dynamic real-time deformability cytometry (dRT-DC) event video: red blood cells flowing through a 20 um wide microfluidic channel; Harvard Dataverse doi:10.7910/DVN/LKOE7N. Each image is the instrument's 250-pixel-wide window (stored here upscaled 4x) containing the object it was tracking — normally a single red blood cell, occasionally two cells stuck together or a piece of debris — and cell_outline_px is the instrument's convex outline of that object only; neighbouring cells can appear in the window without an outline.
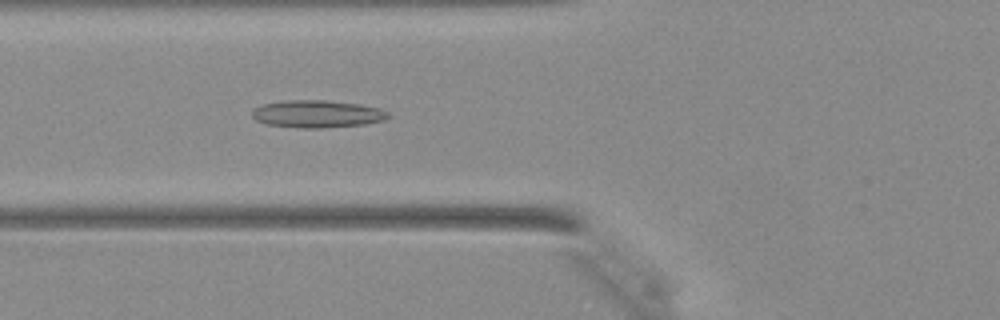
{"species": "Egyptian fruit bat (a non-hibernating species)", "species_latin": "Rousettus aegyptiacus", "temperature_condition": "warm", "stored_images_in_passage": 43, "camera_frame_rate_fps": 3000, "um_per_image_px": 0.085, "animal": {"sex": "female"}, "frame": {"image": 1, "passage_image": 17, "time_ms": 5.333, "image_size_px": [1000, 320], "cell_outline_px": [[388, 116], [384, 120], [364, 124], [320, 128], [304, 128], [268, 124], [256, 120], [252, 116], [252, 108], [260, 104], [284, 100], [324, 100], [360, 104], [380, 108], [388, 112]], "centroid_in_image_um": [26.92, 9.67], "position_along_channel_um": 98.9, "area_um2": 21.73}}
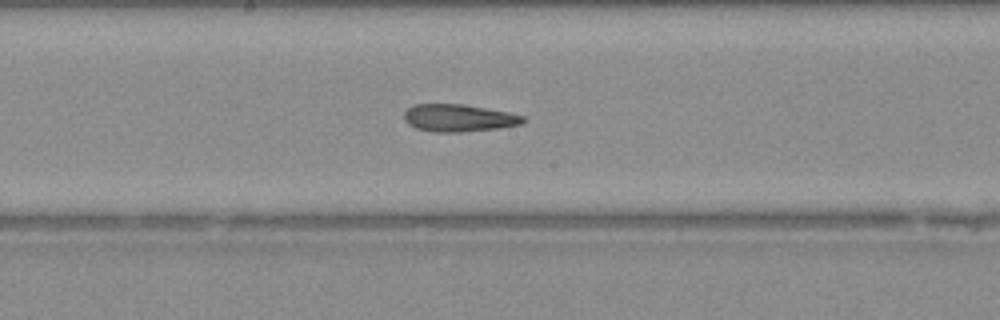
{"frame": {"image": 2, "passage_image": 24, "time_ms": 7.667, "image_size_px": [1000, 320], "cell_outline_px": [[524, 120], [520, 124], [500, 128], [460, 132], [432, 132], [416, 128], [408, 124], [404, 120], [404, 112], [412, 104], [464, 104], [508, 112], [524, 116]], "centroid_in_image_um": [38.95, 10.02], "position_along_channel_um": 209.3, "area_um2": 19.02}}
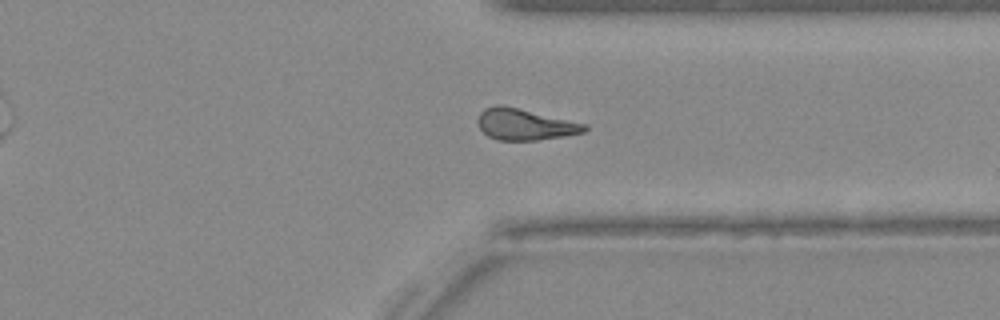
{"frame": {"image": 3, "passage_image": 34, "time_ms": 11.0, "image_size_px": [1000, 320], "cell_outline_px": [[588, 128], [584, 132], [536, 140], [496, 140], [488, 136], [480, 128], [480, 112], [484, 108], [496, 104], [504, 104], [588, 124]], "centroid_in_image_um": [44.63, 10.55], "position_along_channel_um": 366.8, "area_um2": 19.42}}